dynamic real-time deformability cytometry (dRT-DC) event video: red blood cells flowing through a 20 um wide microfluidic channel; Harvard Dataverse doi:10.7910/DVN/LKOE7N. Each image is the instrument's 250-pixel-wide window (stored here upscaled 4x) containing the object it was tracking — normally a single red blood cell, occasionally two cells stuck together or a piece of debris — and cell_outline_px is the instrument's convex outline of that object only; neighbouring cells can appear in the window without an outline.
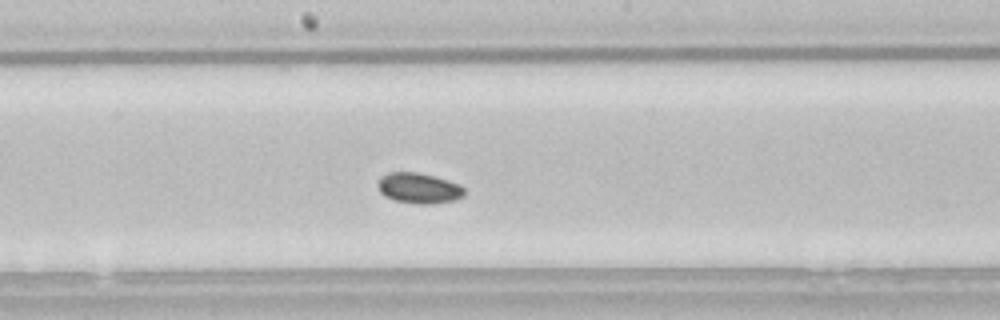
{"species": "common noctule bat (a hibernating species)", "species_latin": "Nyctalus noctula", "temperature_condition": "room temperature", "stored_images_in_passage": 38, "camera_frame_rate_fps": 3000, "um_per_image_px": 0.085, "animal": {"sex": "male", "body_mass_g": 21.5, "forearm_length_mm": 52.0}, "frame": {"image": 1, "passage_image": 12, "time_ms": 3.667, "image_size_px": [1000, 320], "cell_outline_px": [[464, 196], [456, 200], [432, 204], [416, 204], [396, 200], [384, 196], [380, 192], [376, 184], [388, 172], [416, 172], [436, 176], [460, 184], [464, 188]], "centroid_in_image_um": [35.63, 16.0], "position_along_channel_um": 212.6, "area_um2": 15.49}}